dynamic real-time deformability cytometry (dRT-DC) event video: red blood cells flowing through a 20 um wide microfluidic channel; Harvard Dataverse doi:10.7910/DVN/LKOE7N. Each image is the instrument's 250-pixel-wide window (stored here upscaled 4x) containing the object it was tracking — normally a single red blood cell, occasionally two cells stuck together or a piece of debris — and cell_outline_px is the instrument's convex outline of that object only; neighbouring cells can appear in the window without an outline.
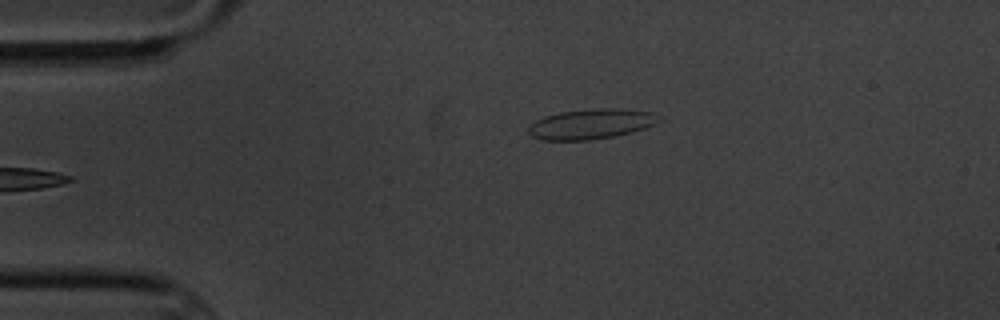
{"species": "common noctule bat (a hibernating species)", "species_latin": "Nyctalus noctula", "temperature_condition": "cold", "stored_images_in_passage": 5, "camera_frame_rate_fps": 3000, "um_per_image_px": 0.085, "animal": {"sex": "male", "body_mass_g": 20.1, "forearm_length_mm": 53.5}, "frame": {"image": 1, "passage_image": 5, "time_ms": 5.333, "image_size_px": [1000, 320], "cell_outline_px": [[660, 116], [652, 124], [644, 128], [632, 132], [612, 136], [588, 140], [544, 140], [532, 136], [528, 132], [528, 128], [536, 120], [544, 116], [560, 112], [596, 108], [620, 108], [652, 112]], "centroid_in_image_um": [50.21, 10.53], "position_along_channel_um": 34.8, "area_um2": 22.6}}